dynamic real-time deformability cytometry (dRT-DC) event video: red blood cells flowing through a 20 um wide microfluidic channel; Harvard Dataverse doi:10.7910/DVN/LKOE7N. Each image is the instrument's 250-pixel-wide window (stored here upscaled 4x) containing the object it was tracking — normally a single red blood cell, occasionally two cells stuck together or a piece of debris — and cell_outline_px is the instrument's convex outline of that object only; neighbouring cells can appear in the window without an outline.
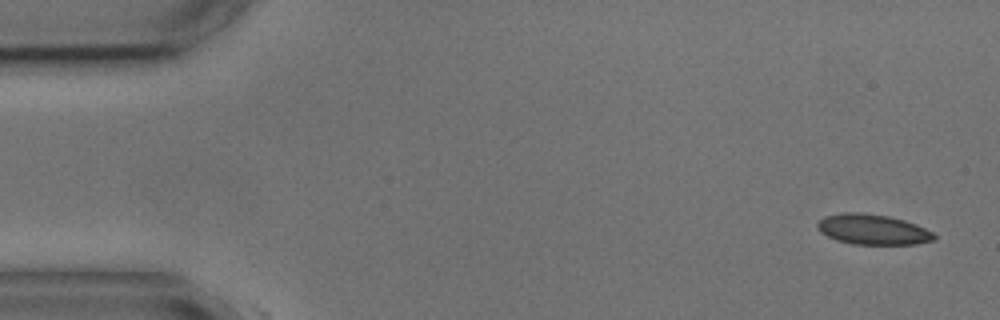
{"species": "common noctule bat (a hibernating species)", "species_latin": "Nyctalus noctula", "temperature_condition": "cold", "stored_images_in_passage": 5, "segment_of_instrument_passage": [1, 2], "camera_frame_rate_fps": 3000, "um_per_image_px": 0.085, "animal": {"sex": "male", "body_mass_g": 17.9, "forearm_length_mm": 54.2}, "frame": {"image": 1, "passage_image": 1, "time_ms": 0.0, "image_size_px": [1000, 320], "cell_outline_px": [[936, 240], [916, 244], [852, 244], [836, 240], [820, 232], [816, 228], [816, 224], [824, 216], [844, 212], [860, 212], [888, 216], [904, 220], [916, 224], [932, 232], [936, 236]], "centroid_in_image_um": [74.17, 19.5], "position_along_channel_um": 10.8, "area_um2": 20.69}}
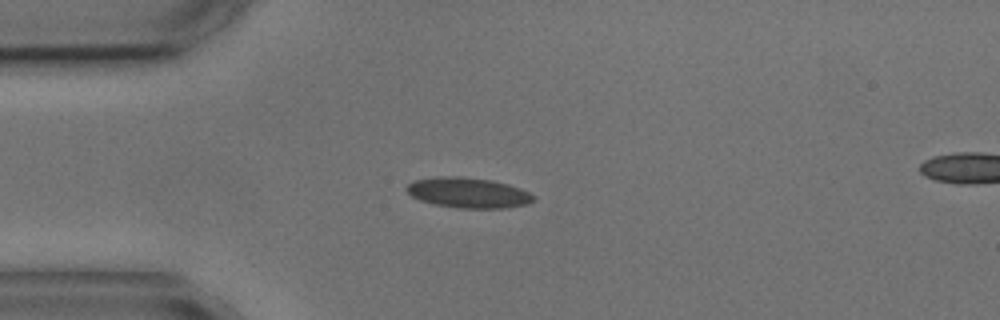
{"frame": {"image": 2, "passage_image": 4, "time_ms": 3.667, "image_size_px": [1000, 320], "cell_outline_px": [[536, 200], [528, 204], [504, 208], [460, 208], [432, 204], [420, 200], [412, 196], [404, 188], [412, 180], [436, 176], [456, 176], [492, 180], [508, 184], [520, 188], [536, 196]], "centroid_in_image_um": [39.79, 16.38], "position_along_channel_um": 45.2, "area_um2": 22.66}}